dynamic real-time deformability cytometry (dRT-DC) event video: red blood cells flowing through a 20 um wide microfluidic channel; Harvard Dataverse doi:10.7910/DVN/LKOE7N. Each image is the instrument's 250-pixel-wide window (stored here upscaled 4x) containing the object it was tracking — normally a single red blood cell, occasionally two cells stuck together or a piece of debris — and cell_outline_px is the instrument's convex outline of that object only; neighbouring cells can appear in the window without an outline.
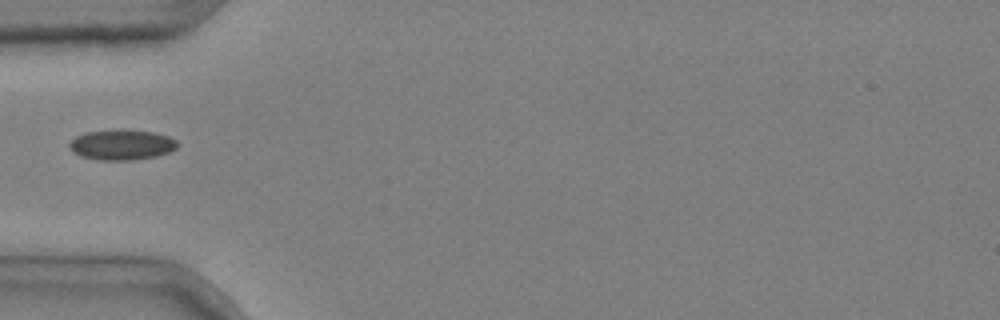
{"species": "common noctule bat (a hibernating species)", "species_latin": "Nyctalus noctula", "temperature_condition": "cold", "stored_images_in_passage": 1, "camera_frame_rate_fps": 3000, "um_per_image_px": 0.085, "animal": {"sex": "male", "body_mass_g": 20.4}, "frame": {"image": 1, "passage_image": 1, "time_ms": 0.0, "image_size_px": [1000, 320], "cell_outline_px": [[176, 148], [168, 152], [156, 156], [132, 160], [100, 160], [80, 156], [72, 152], [68, 148], [68, 144], [76, 136], [88, 132], [152, 132], [168, 136], [176, 140]], "centroid_in_image_um": [10.3, 12.35], "position_along_channel_um": 74.7, "area_um2": 18.26}}